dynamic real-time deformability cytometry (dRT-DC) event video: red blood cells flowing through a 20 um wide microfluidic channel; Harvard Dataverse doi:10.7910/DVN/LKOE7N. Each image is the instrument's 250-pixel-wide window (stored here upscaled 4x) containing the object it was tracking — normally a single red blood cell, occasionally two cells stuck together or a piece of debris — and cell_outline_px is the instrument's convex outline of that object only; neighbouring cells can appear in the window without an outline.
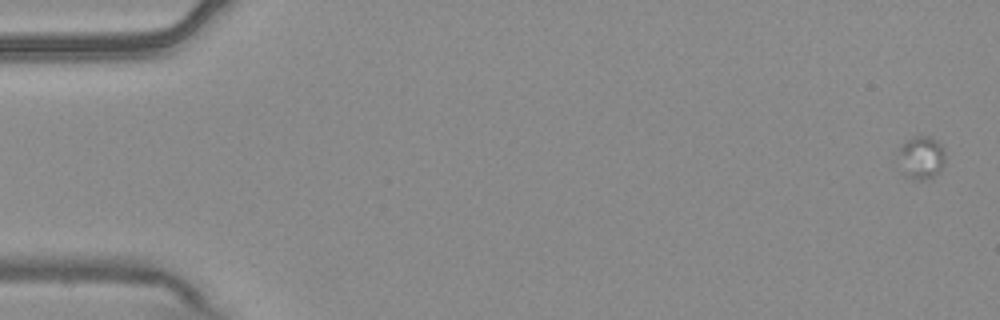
{"species": "common noctule bat (a hibernating species)", "species_latin": "Nyctalus noctula", "temperature_condition": "warm", "stored_images_in_passage": 6, "camera_frame_rate_fps": 3000, "um_per_image_px": 0.085, "animal": {"sex": "male", "body_mass_g": 20.4}, "frame": {"image": 1, "passage_image": 1, "time_ms": 0.0, "image_size_px": [1000, 320], "cell_outline_px": [[944, 160], [940, 172], [924, 180], [912, 180], [904, 176], [900, 152], [900, 148], [912, 136], [928, 136], [936, 140], [944, 148]], "centroid_in_image_um": [78.34, 13.41], "position_along_channel_um": 6.7, "area_um2": 11.44}}